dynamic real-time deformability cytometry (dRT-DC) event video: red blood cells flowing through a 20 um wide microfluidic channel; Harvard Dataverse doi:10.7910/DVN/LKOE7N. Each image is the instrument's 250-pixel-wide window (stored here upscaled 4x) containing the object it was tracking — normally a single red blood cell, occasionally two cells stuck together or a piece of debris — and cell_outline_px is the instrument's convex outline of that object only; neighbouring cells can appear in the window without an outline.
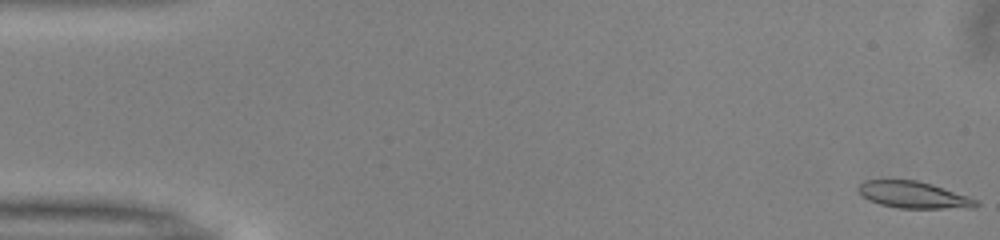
{"species": "common noctule bat (a hibernating species)", "species_latin": "Nyctalus noctula", "temperature_condition": "warm", "stored_images_in_passage": 51, "camera_frame_rate_fps": 3000, "um_per_image_px": 0.085, "animal": {"sex": "male", "body_mass_g": 13.0, "forearm_length_mm": 53.1}, "frame": {"image": 1, "passage_image": 1, "time_ms": 0.0, "image_size_px": [1000, 240], "cell_outline_px": [[980, 204], [972, 208], [900, 208], [880, 204], [864, 196], [856, 188], [864, 180], [916, 180], [932, 184], [968, 196], [976, 200]], "centroid_in_image_um": [77.68, 16.56], "position_along_channel_um": 7.3, "area_um2": 18.09}}
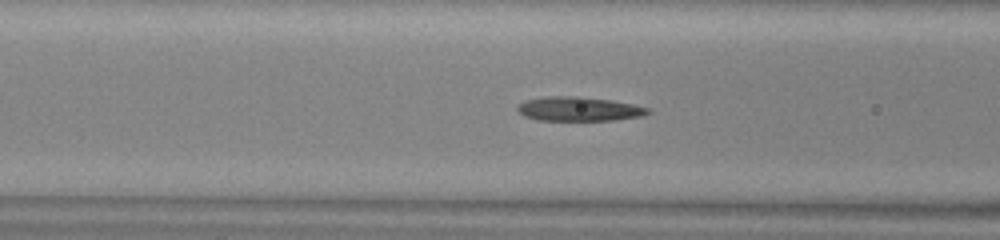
{"frame": {"image": 2, "passage_image": 20, "time_ms": 6.333, "image_size_px": [1000, 240], "cell_outline_px": [[652, 112], [644, 116], [616, 120], [536, 120], [524, 116], [516, 108], [524, 100], [548, 96], [580, 96], [608, 100], [632, 104], [648, 108]], "centroid_in_image_um": [49.21, 9.26], "position_along_channel_um": 117.4, "area_um2": 18.38}}
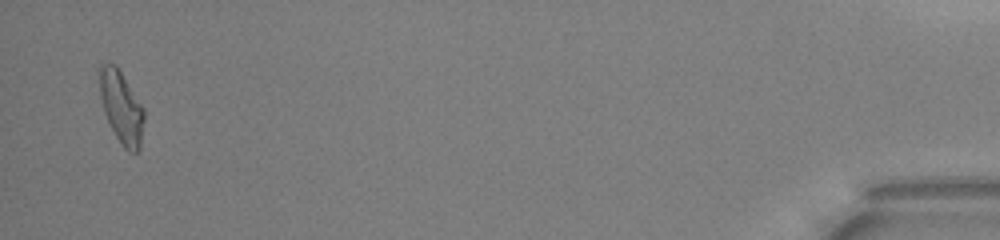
{"frame": {"image": 3, "passage_image": 50, "time_ms": 16.333, "image_size_px": [1000, 240], "cell_outline_px": [[144, 120], [140, 148], [136, 152], [128, 152], [124, 148], [116, 136], [104, 112], [100, 96], [96, 68], [100, 64], [116, 64], [144, 108]], "centroid_in_image_um": [10.29, 9.06], "position_along_channel_um": 424.9, "area_um2": 18.96}, "authors_computed_cell_mechanics": {"area_um2": 18.0914, "velocity_mm_per_s": 4.0061, "shape_relaxation_time_tau1_ms": 5.6211, "shape_relaxation_time_tau2_ms": 2.998, "deformation_change_tau1": 0.2323, "deformation_change_tau2": 0.1325}}